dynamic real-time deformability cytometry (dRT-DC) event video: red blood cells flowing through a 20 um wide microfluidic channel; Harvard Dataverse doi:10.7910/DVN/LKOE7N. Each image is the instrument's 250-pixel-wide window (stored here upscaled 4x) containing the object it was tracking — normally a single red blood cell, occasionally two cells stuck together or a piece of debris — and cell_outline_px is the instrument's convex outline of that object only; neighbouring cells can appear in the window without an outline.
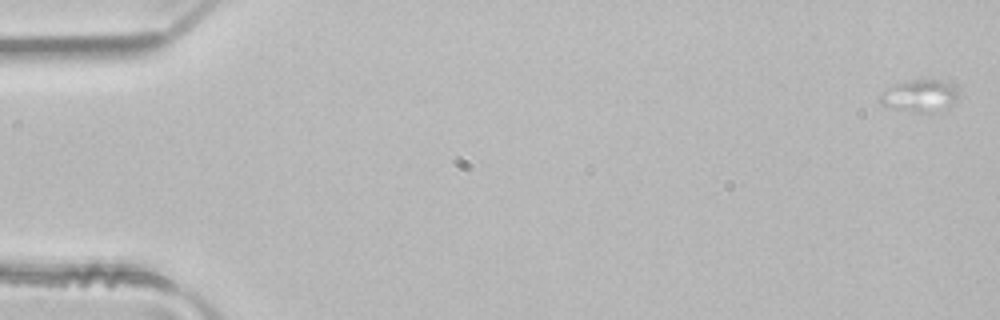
{"species": "common noctule bat (a hibernating species)", "species_latin": "Nyctalus noctula", "temperature_condition": "room temperature", "stored_images_in_passage": 5, "camera_frame_rate_fps": 3000, "um_per_image_px": 0.085, "animal": {"sex": "male", "body_mass_g": 21.5, "forearm_length_mm": 52.0}, "frame": {"image": 1, "passage_image": 1, "time_ms": 0.0, "image_size_px": [1000, 320], "cell_outline_px": [[956, 96], [948, 108], [940, 112], [912, 112], [884, 108], [880, 104], [880, 96], [884, 92], [896, 84], [912, 80], [940, 80], [956, 88]], "centroid_in_image_um": [78.13, 8.19], "position_along_channel_um": 6.9, "area_um2": 14.51}}